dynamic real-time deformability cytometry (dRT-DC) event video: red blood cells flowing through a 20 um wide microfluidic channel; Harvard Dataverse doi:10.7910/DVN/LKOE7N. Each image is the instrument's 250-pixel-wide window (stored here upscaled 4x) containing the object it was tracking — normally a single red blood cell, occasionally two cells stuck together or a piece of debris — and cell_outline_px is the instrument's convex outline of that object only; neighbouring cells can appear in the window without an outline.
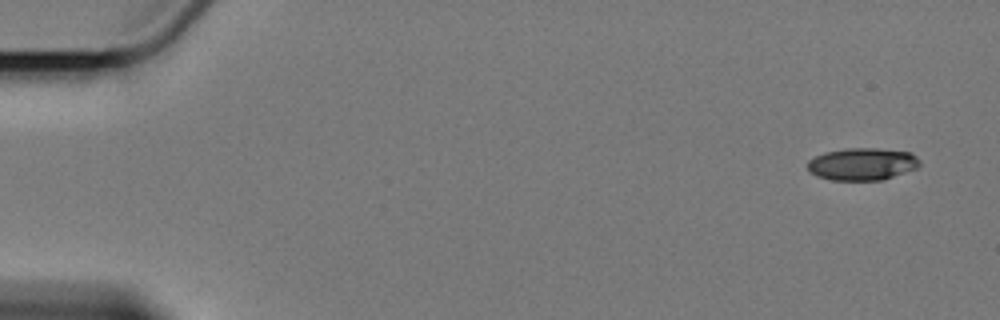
{"species": "Egyptian fruit bat (a non-hibernating species)", "species_latin": "Rousettus aegyptiacus", "temperature_condition": "cold", "stored_images_in_passage": 3, "camera_frame_rate_fps": 3000, "um_per_image_px": 0.085, "animal": {"sex": "female"}, "frame": {"image": 1, "passage_image": 1, "time_ms": 0.0, "image_size_px": [1000, 320], "cell_outline_px": [[920, 164], [916, 168], [884, 180], [832, 180], [816, 176], [808, 172], [808, 160], [816, 156], [828, 152], [848, 148], [876, 148], [912, 152], [920, 160]], "centroid_in_image_um": [73.31, 13.95], "position_along_channel_um": 11.7, "area_um2": 21.15}}